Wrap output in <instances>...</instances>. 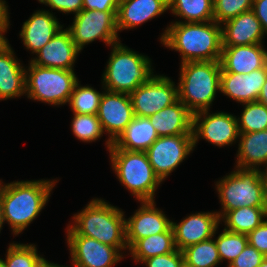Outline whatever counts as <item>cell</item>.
<instances>
[{
  "instance_id": "cell-42",
  "label": "cell",
  "mask_w": 267,
  "mask_h": 267,
  "mask_svg": "<svg viewBox=\"0 0 267 267\" xmlns=\"http://www.w3.org/2000/svg\"><path fill=\"white\" fill-rule=\"evenodd\" d=\"M260 21L265 35L267 34V0H254L251 9Z\"/></svg>"
},
{
  "instance_id": "cell-22",
  "label": "cell",
  "mask_w": 267,
  "mask_h": 267,
  "mask_svg": "<svg viewBox=\"0 0 267 267\" xmlns=\"http://www.w3.org/2000/svg\"><path fill=\"white\" fill-rule=\"evenodd\" d=\"M169 10L168 0H119L117 29H131Z\"/></svg>"
},
{
  "instance_id": "cell-7",
  "label": "cell",
  "mask_w": 267,
  "mask_h": 267,
  "mask_svg": "<svg viewBox=\"0 0 267 267\" xmlns=\"http://www.w3.org/2000/svg\"><path fill=\"white\" fill-rule=\"evenodd\" d=\"M231 174L216 182L223 210L217 212L221 218L227 211L240 207H267V195L260 169L235 168Z\"/></svg>"
},
{
  "instance_id": "cell-33",
  "label": "cell",
  "mask_w": 267,
  "mask_h": 267,
  "mask_svg": "<svg viewBox=\"0 0 267 267\" xmlns=\"http://www.w3.org/2000/svg\"><path fill=\"white\" fill-rule=\"evenodd\" d=\"M243 106L241 117L237 118L239 133L267 130V107L259 101L243 103Z\"/></svg>"
},
{
  "instance_id": "cell-38",
  "label": "cell",
  "mask_w": 267,
  "mask_h": 267,
  "mask_svg": "<svg viewBox=\"0 0 267 267\" xmlns=\"http://www.w3.org/2000/svg\"><path fill=\"white\" fill-rule=\"evenodd\" d=\"M266 256L255 247L247 244L244 250L228 265V267H258Z\"/></svg>"
},
{
  "instance_id": "cell-10",
  "label": "cell",
  "mask_w": 267,
  "mask_h": 267,
  "mask_svg": "<svg viewBox=\"0 0 267 267\" xmlns=\"http://www.w3.org/2000/svg\"><path fill=\"white\" fill-rule=\"evenodd\" d=\"M134 116L149 117L178 100L175 83L168 77L154 75L129 94Z\"/></svg>"
},
{
  "instance_id": "cell-37",
  "label": "cell",
  "mask_w": 267,
  "mask_h": 267,
  "mask_svg": "<svg viewBox=\"0 0 267 267\" xmlns=\"http://www.w3.org/2000/svg\"><path fill=\"white\" fill-rule=\"evenodd\" d=\"M146 267H185L183 252L176 249L171 253L157 255L143 260Z\"/></svg>"
},
{
  "instance_id": "cell-2",
  "label": "cell",
  "mask_w": 267,
  "mask_h": 267,
  "mask_svg": "<svg viewBox=\"0 0 267 267\" xmlns=\"http://www.w3.org/2000/svg\"><path fill=\"white\" fill-rule=\"evenodd\" d=\"M55 182L57 180L15 181L2 185L0 180L4 221L12 228L15 236L37 218L49 201Z\"/></svg>"
},
{
  "instance_id": "cell-9",
  "label": "cell",
  "mask_w": 267,
  "mask_h": 267,
  "mask_svg": "<svg viewBox=\"0 0 267 267\" xmlns=\"http://www.w3.org/2000/svg\"><path fill=\"white\" fill-rule=\"evenodd\" d=\"M117 11H99L82 9L74 16L73 24L66 28L77 48L101 39L106 45L113 46L118 40Z\"/></svg>"
},
{
  "instance_id": "cell-31",
  "label": "cell",
  "mask_w": 267,
  "mask_h": 267,
  "mask_svg": "<svg viewBox=\"0 0 267 267\" xmlns=\"http://www.w3.org/2000/svg\"><path fill=\"white\" fill-rule=\"evenodd\" d=\"M102 95L103 93H99L91 86H80L77 81L68 103L73 113L96 115Z\"/></svg>"
},
{
  "instance_id": "cell-30",
  "label": "cell",
  "mask_w": 267,
  "mask_h": 267,
  "mask_svg": "<svg viewBox=\"0 0 267 267\" xmlns=\"http://www.w3.org/2000/svg\"><path fill=\"white\" fill-rule=\"evenodd\" d=\"M185 267H216L220 262L215 239L190 245L182 250Z\"/></svg>"
},
{
  "instance_id": "cell-48",
  "label": "cell",
  "mask_w": 267,
  "mask_h": 267,
  "mask_svg": "<svg viewBox=\"0 0 267 267\" xmlns=\"http://www.w3.org/2000/svg\"><path fill=\"white\" fill-rule=\"evenodd\" d=\"M7 38L0 32V47L7 42Z\"/></svg>"
},
{
  "instance_id": "cell-47",
  "label": "cell",
  "mask_w": 267,
  "mask_h": 267,
  "mask_svg": "<svg viewBox=\"0 0 267 267\" xmlns=\"http://www.w3.org/2000/svg\"><path fill=\"white\" fill-rule=\"evenodd\" d=\"M40 267H64L63 265L60 266L58 264L51 263L50 261L48 262L47 260L40 266ZM66 267V266H65Z\"/></svg>"
},
{
  "instance_id": "cell-40",
  "label": "cell",
  "mask_w": 267,
  "mask_h": 267,
  "mask_svg": "<svg viewBox=\"0 0 267 267\" xmlns=\"http://www.w3.org/2000/svg\"><path fill=\"white\" fill-rule=\"evenodd\" d=\"M42 4L63 13H75V15L83 8V0H45Z\"/></svg>"
},
{
  "instance_id": "cell-6",
  "label": "cell",
  "mask_w": 267,
  "mask_h": 267,
  "mask_svg": "<svg viewBox=\"0 0 267 267\" xmlns=\"http://www.w3.org/2000/svg\"><path fill=\"white\" fill-rule=\"evenodd\" d=\"M111 163L120 183L128 189L139 202L154 201L155 190L161 180L149 163L146 152L126 151L109 148Z\"/></svg>"
},
{
  "instance_id": "cell-5",
  "label": "cell",
  "mask_w": 267,
  "mask_h": 267,
  "mask_svg": "<svg viewBox=\"0 0 267 267\" xmlns=\"http://www.w3.org/2000/svg\"><path fill=\"white\" fill-rule=\"evenodd\" d=\"M106 70L102 75L103 89L130 94L148 82L154 72L151 60L118 42L113 45Z\"/></svg>"
},
{
  "instance_id": "cell-50",
  "label": "cell",
  "mask_w": 267,
  "mask_h": 267,
  "mask_svg": "<svg viewBox=\"0 0 267 267\" xmlns=\"http://www.w3.org/2000/svg\"><path fill=\"white\" fill-rule=\"evenodd\" d=\"M0 267H6L4 261L0 258Z\"/></svg>"
},
{
  "instance_id": "cell-1",
  "label": "cell",
  "mask_w": 267,
  "mask_h": 267,
  "mask_svg": "<svg viewBox=\"0 0 267 267\" xmlns=\"http://www.w3.org/2000/svg\"><path fill=\"white\" fill-rule=\"evenodd\" d=\"M222 25L210 22L171 23L161 43L181 54V64L190 61H220L222 54Z\"/></svg>"
},
{
  "instance_id": "cell-20",
  "label": "cell",
  "mask_w": 267,
  "mask_h": 267,
  "mask_svg": "<svg viewBox=\"0 0 267 267\" xmlns=\"http://www.w3.org/2000/svg\"><path fill=\"white\" fill-rule=\"evenodd\" d=\"M222 46L262 44L265 35L252 10L243 12L223 23Z\"/></svg>"
},
{
  "instance_id": "cell-46",
  "label": "cell",
  "mask_w": 267,
  "mask_h": 267,
  "mask_svg": "<svg viewBox=\"0 0 267 267\" xmlns=\"http://www.w3.org/2000/svg\"><path fill=\"white\" fill-rule=\"evenodd\" d=\"M266 169H267V167H266ZM264 171H261V174H262V177H263L265 191H266V195H267V170L264 169Z\"/></svg>"
},
{
  "instance_id": "cell-34",
  "label": "cell",
  "mask_w": 267,
  "mask_h": 267,
  "mask_svg": "<svg viewBox=\"0 0 267 267\" xmlns=\"http://www.w3.org/2000/svg\"><path fill=\"white\" fill-rule=\"evenodd\" d=\"M221 262L225 259L228 265L244 250L248 244L247 234L234 233L226 229L215 240Z\"/></svg>"
},
{
  "instance_id": "cell-44",
  "label": "cell",
  "mask_w": 267,
  "mask_h": 267,
  "mask_svg": "<svg viewBox=\"0 0 267 267\" xmlns=\"http://www.w3.org/2000/svg\"><path fill=\"white\" fill-rule=\"evenodd\" d=\"M257 101H259L262 105L267 107V77L262 86V89H261V92H260V95Z\"/></svg>"
},
{
  "instance_id": "cell-28",
  "label": "cell",
  "mask_w": 267,
  "mask_h": 267,
  "mask_svg": "<svg viewBox=\"0 0 267 267\" xmlns=\"http://www.w3.org/2000/svg\"><path fill=\"white\" fill-rule=\"evenodd\" d=\"M176 249L174 233L171 227L167 232L139 239L129 249V252L136 262H142L147 258L171 253Z\"/></svg>"
},
{
  "instance_id": "cell-4",
  "label": "cell",
  "mask_w": 267,
  "mask_h": 267,
  "mask_svg": "<svg viewBox=\"0 0 267 267\" xmlns=\"http://www.w3.org/2000/svg\"><path fill=\"white\" fill-rule=\"evenodd\" d=\"M178 99L194 114L210 110L220 91V61H190L181 64Z\"/></svg>"
},
{
  "instance_id": "cell-24",
  "label": "cell",
  "mask_w": 267,
  "mask_h": 267,
  "mask_svg": "<svg viewBox=\"0 0 267 267\" xmlns=\"http://www.w3.org/2000/svg\"><path fill=\"white\" fill-rule=\"evenodd\" d=\"M14 54L8 41L0 47V100L26 93V69L15 59Z\"/></svg>"
},
{
  "instance_id": "cell-3",
  "label": "cell",
  "mask_w": 267,
  "mask_h": 267,
  "mask_svg": "<svg viewBox=\"0 0 267 267\" xmlns=\"http://www.w3.org/2000/svg\"><path fill=\"white\" fill-rule=\"evenodd\" d=\"M74 224L70 225L79 235L118 248L128 249L124 212L102 199H94L85 209L74 214Z\"/></svg>"
},
{
  "instance_id": "cell-23",
  "label": "cell",
  "mask_w": 267,
  "mask_h": 267,
  "mask_svg": "<svg viewBox=\"0 0 267 267\" xmlns=\"http://www.w3.org/2000/svg\"><path fill=\"white\" fill-rule=\"evenodd\" d=\"M148 118L159 137L193 135V113L179 99Z\"/></svg>"
},
{
  "instance_id": "cell-14",
  "label": "cell",
  "mask_w": 267,
  "mask_h": 267,
  "mask_svg": "<svg viewBox=\"0 0 267 267\" xmlns=\"http://www.w3.org/2000/svg\"><path fill=\"white\" fill-rule=\"evenodd\" d=\"M97 116L103 132L109 134V138L106 141V146L109 150L112 143L121 135L134 117L129 94L105 90Z\"/></svg>"
},
{
  "instance_id": "cell-36",
  "label": "cell",
  "mask_w": 267,
  "mask_h": 267,
  "mask_svg": "<svg viewBox=\"0 0 267 267\" xmlns=\"http://www.w3.org/2000/svg\"><path fill=\"white\" fill-rule=\"evenodd\" d=\"M254 0H213L214 21L224 22L252 9ZM222 23V24H221Z\"/></svg>"
},
{
  "instance_id": "cell-17",
  "label": "cell",
  "mask_w": 267,
  "mask_h": 267,
  "mask_svg": "<svg viewBox=\"0 0 267 267\" xmlns=\"http://www.w3.org/2000/svg\"><path fill=\"white\" fill-rule=\"evenodd\" d=\"M81 51L71 38L67 29H60L55 36L45 44L31 62L47 68L74 70L73 65Z\"/></svg>"
},
{
  "instance_id": "cell-35",
  "label": "cell",
  "mask_w": 267,
  "mask_h": 267,
  "mask_svg": "<svg viewBox=\"0 0 267 267\" xmlns=\"http://www.w3.org/2000/svg\"><path fill=\"white\" fill-rule=\"evenodd\" d=\"M71 130L78 140L92 142L103 135L99 118L96 115L73 113Z\"/></svg>"
},
{
  "instance_id": "cell-12",
  "label": "cell",
  "mask_w": 267,
  "mask_h": 267,
  "mask_svg": "<svg viewBox=\"0 0 267 267\" xmlns=\"http://www.w3.org/2000/svg\"><path fill=\"white\" fill-rule=\"evenodd\" d=\"M193 135L159 137L147 150L149 163L163 181L193 151Z\"/></svg>"
},
{
  "instance_id": "cell-29",
  "label": "cell",
  "mask_w": 267,
  "mask_h": 267,
  "mask_svg": "<svg viewBox=\"0 0 267 267\" xmlns=\"http://www.w3.org/2000/svg\"><path fill=\"white\" fill-rule=\"evenodd\" d=\"M169 9L184 22L214 21L213 0H168Z\"/></svg>"
},
{
  "instance_id": "cell-27",
  "label": "cell",
  "mask_w": 267,
  "mask_h": 267,
  "mask_svg": "<svg viewBox=\"0 0 267 267\" xmlns=\"http://www.w3.org/2000/svg\"><path fill=\"white\" fill-rule=\"evenodd\" d=\"M267 218V207H240L227 211L221 218L225 228L234 233L248 234Z\"/></svg>"
},
{
  "instance_id": "cell-45",
  "label": "cell",
  "mask_w": 267,
  "mask_h": 267,
  "mask_svg": "<svg viewBox=\"0 0 267 267\" xmlns=\"http://www.w3.org/2000/svg\"><path fill=\"white\" fill-rule=\"evenodd\" d=\"M3 223H5V221H4L2 203H1V197H0V232H1V228L3 227Z\"/></svg>"
},
{
  "instance_id": "cell-26",
  "label": "cell",
  "mask_w": 267,
  "mask_h": 267,
  "mask_svg": "<svg viewBox=\"0 0 267 267\" xmlns=\"http://www.w3.org/2000/svg\"><path fill=\"white\" fill-rule=\"evenodd\" d=\"M238 144V168L259 169V165H267V130L240 133Z\"/></svg>"
},
{
  "instance_id": "cell-13",
  "label": "cell",
  "mask_w": 267,
  "mask_h": 267,
  "mask_svg": "<svg viewBox=\"0 0 267 267\" xmlns=\"http://www.w3.org/2000/svg\"><path fill=\"white\" fill-rule=\"evenodd\" d=\"M208 111L203 110L193 114L194 147L200 137L220 148L229 146L237 138L239 139L240 133L236 116L225 112L210 114Z\"/></svg>"
},
{
  "instance_id": "cell-16",
  "label": "cell",
  "mask_w": 267,
  "mask_h": 267,
  "mask_svg": "<svg viewBox=\"0 0 267 267\" xmlns=\"http://www.w3.org/2000/svg\"><path fill=\"white\" fill-rule=\"evenodd\" d=\"M217 212H200L184 218L179 224L172 221L175 246L186 247L213 238L220 223Z\"/></svg>"
},
{
  "instance_id": "cell-19",
  "label": "cell",
  "mask_w": 267,
  "mask_h": 267,
  "mask_svg": "<svg viewBox=\"0 0 267 267\" xmlns=\"http://www.w3.org/2000/svg\"><path fill=\"white\" fill-rule=\"evenodd\" d=\"M221 72L248 74L267 65L263 44L222 46Z\"/></svg>"
},
{
  "instance_id": "cell-41",
  "label": "cell",
  "mask_w": 267,
  "mask_h": 267,
  "mask_svg": "<svg viewBox=\"0 0 267 267\" xmlns=\"http://www.w3.org/2000/svg\"><path fill=\"white\" fill-rule=\"evenodd\" d=\"M119 0H83V8L86 10L117 11Z\"/></svg>"
},
{
  "instance_id": "cell-18",
  "label": "cell",
  "mask_w": 267,
  "mask_h": 267,
  "mask_svg": "<svg viewBox=\"0 0 267 267\" xmlns=\"http://www.w3.org/2000/svg\"><path fill=\"white\" fill-rule=\"evenodd\" d=\"M267 77V65L248 74L221 72L220 91L238 103L257 101Z\"/></svg>"
},
{
  "instance_id": "cell-32",
  "label": "cell",
  "mask_w": 267,
  "mask_h": 267,
  "mask_svg": "<svg viewBox=\"0 0 267 267\" xmlns=\"http://www.w3.org/2000/svg\"><path fill=\"white\" fill-rule=\"evenodd\" d=\"M3 261L6 267H40L46 259L37 253L33 244L11 243Z\"/></svg>"
},
{
  "instance_id": "cell-43",
  "label": "cell",
  "mask_w": 267,
  "mask_h": 267,
  "mask_svg": "<svg viewBox=\"0 0 267 267\" xmlns=\"http://www.w3.org/2000/svg\"><path fill=\"white\" fill-rule=\"evenodd\" d=\"M6 1L0 0V32L5 34L9 28V13L8 6L5 3Z\"/></svg>"
},
{
  "instance_id": "cell-11",
  "label": "cell",
  "mask_w": 267,
  "mask_h": 267,
  "mask_svg": "<svg viewBox=\"0 0 267 267\" xmlns=\"http://www.w3.org/2000/svg\"><path fill=\"white\" fill-rule=\"evenodd\" d=\"M67 243L73 267H113L123 258L118 248L79 235L70 224L67 228Z\"/></svg>"
},
{
  "instance_id": "cell-25",
  "label": "cell",
  "mask_w": 267,
  "mask_h": 267,
  "mask_svg": "<svg viewBox=\"0 0 267 267\" xmlns=\"http://www.w3.org/2000/svg\"><path fill=\"white\" fill-rule=\"evenodd\" d=\"M159 138L148 117L134 116L121 135L112 143L126 151L146 150Z\"/></svg>"
},
{
  "instance_id": "cell-8",
  "label": "cell",
  "mask_w": 267,
  "mask_h": 267,
  "mask_svg": "<svg viewBox=\"0 0 267 267\" xmlns=\"http://www.w3.org/2000/svg\"><path fill=\"white\" fill-rule=\"evenodd\" d=\"M27 70L25 71V95L28 98L49 105H62L69 102L74 85L78 81L74 70L41 67L31 61Z\"/></svg>"
},
{
  "instance_id": "cell-49",
  "label": "cell",
  "mask_w": 267,
  "mask_h": 267,
  "mask_svg": "<svg viewBox=\"0 0 267 267\" xmlns=\"http://www.w3.org/2000/svg\"><path fill=\"white\" fill-rule=\"evenodd\" d=\"M258 267H267V257L264 258V260Z\"/></svg>"
},
{
  "instance_id": "cell-39",
  "label": "cell",
  "mask_w": 267,
  "mask_h": 267,
  "mask_svg": "<svg viewBox=\"0 0 267 267\" xmlns=\"http://www.w3.org/2000/svg\"><path fill=\"white\" fill-rule=\"evenodd\" d=\"M248 244L267 257V219L247 234Z\"/></svg>"
},
{
  "instance_id": "cell-15",
  "label": "cell",
  "mask_w": 267,
  "mask_h": 267,
  "mask_svg": "<svg viewBox=\"0 0 267 267\" xmlns=\"http://www.w3.org/2000/svg\"><path fill=\"white\" fill-rule=\"evenodd\" d=\"M155 206V201H142L134 215L125 220L128 249L139 239L167 232L172 227V221Z\"/></svg>"
},
{
  "instance_id": "cell-21",
  "label": "cell",
  "mask_w": 267,
  "mask_h": 267,
  "mask_svg": "<svg viewBox=\"0 0 267 267\" xmlns=\"http://www.w3.org/2000/svg\"><path fill=\"white\" fill-rule=\"evenodd\" d=\"M62 28L52 13L38 10L23 23L20 37L25 47L36 54Z\"/></svg>"
}]
</instances>
